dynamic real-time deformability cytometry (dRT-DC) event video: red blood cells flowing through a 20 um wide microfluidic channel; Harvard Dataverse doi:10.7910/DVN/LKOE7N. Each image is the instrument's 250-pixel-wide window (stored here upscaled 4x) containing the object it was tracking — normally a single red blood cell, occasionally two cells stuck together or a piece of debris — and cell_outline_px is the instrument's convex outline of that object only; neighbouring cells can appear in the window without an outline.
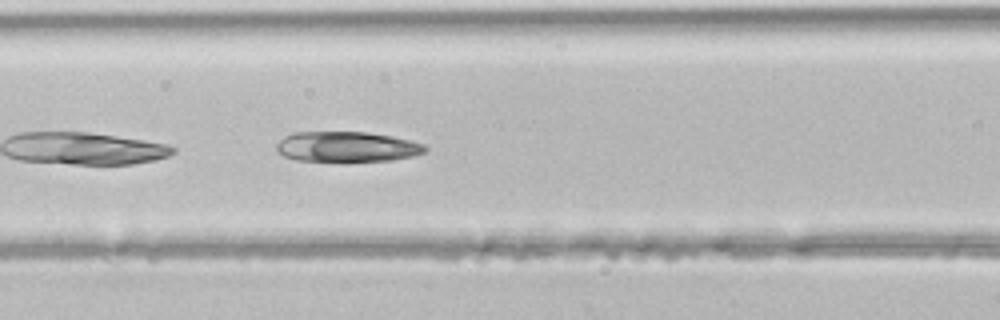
{"species": "common noctule bat (a hibernating species)", "species_latin": "Nyctalus noctula", "temperature_condition": "room temperature", "stored_images_in_passage": 33, "camera_frame_rate_fps": 3000, "um_per_image_px": 0.085, "animal": {"sex": "male", "body_mass_g": 21.5, "forearm_length_mm": 52.0}, "frame": {"image": 1, "passage_image": 10, "time_ms": 3.0, "image_size_px": [1000, 320], "cell_outline_px": [[428, 148], [424, 152], [416, 156], [392, 160], [344, 164], [296, 160], [284, 156], [276, 148], [276, 144], [284, 136], [292, 132], [368, 132], [392, 136], [424, 144]], "centroid_in_image_um": [29.49, 12.52], "position_along_channel_um": 137.1, "area_um2": 27.34}}
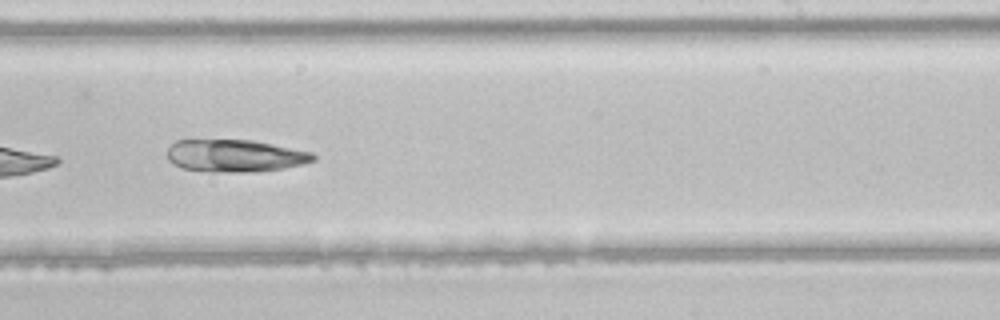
{"frame": {"image": 2, "passage_image": 19, "time_ms": 6.0, "image_size_px": [1000, 320], "cell_outline_px": [[316, 160], [304, 164], [284, 168], [256, 172], [212, 172], [180, 168], [172, 164], [168, 160], [168, 148], [176, 140], [252, 140], [312, 152], [316, 156]], "centroid_in_image_um": [19.98, 13.25], "position_along_channel_um": 269.0, "area_um2": 27.74}}
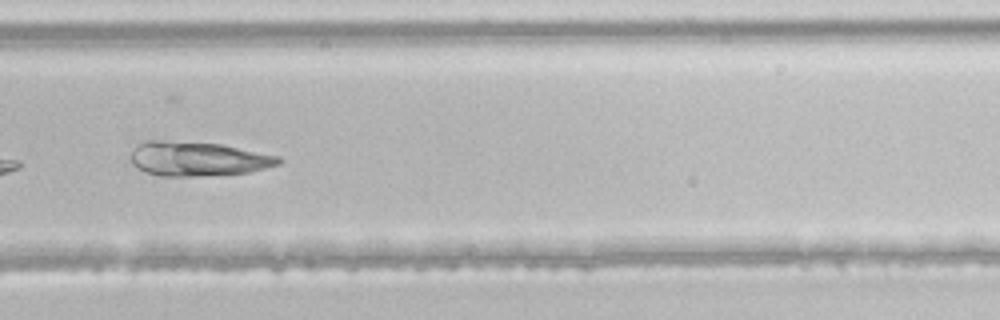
{"frame": {"image": 3, "passage_image": 22, "time_ms": 7.0, "image_size_px": [1000, 320], "cell_outline_px": [[280, 164], [248, 172], [192, 176], [160, 176], [144, 172], [132, 164], [132, 152], [136, 144], [144, 140], [152, 140], [220, 144], [280, 156]], "centroid_in_image_um": [16.77, 13.5], "position_along_channel_um": 313.0, "area_um2": 29.25}}